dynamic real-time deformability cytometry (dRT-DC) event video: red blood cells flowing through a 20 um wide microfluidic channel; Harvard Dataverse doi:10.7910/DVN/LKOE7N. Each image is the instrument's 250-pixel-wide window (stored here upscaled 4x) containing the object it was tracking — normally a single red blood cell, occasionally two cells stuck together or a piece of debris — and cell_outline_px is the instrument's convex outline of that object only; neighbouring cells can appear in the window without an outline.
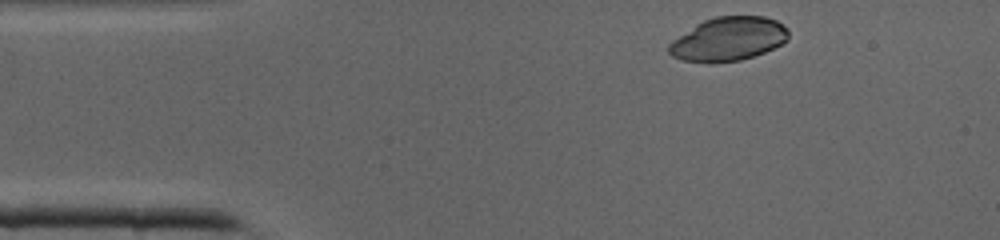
{"species": "common noctule bat (a hibernating species)", "species_latin": "Nyctalus noctula", "temperature_condition": "cold", "stored_images_in_passage": 36, "camera_frame_rate_fps": 3000, "um_per_image_px": 0.085, "animal": {"sex": "male", "body_mass_g": 19.0, "forearm_length_mm": 50.8}, "frame": {"image": 1, "passage_image": 1, "time_ms": 0.0, "image_size_px": [1000, 240], "cell_outline_px": [[788, 40], [764, 52], [740, 60], [712, 64], [708, 64], [684, 60], [672, 56], [668, 52], [668, 44], [672, 40], [696, 24], [704, 20], [716, 16], [764, 16], [776, 20], [788, 28]], "centroid_in_image_um": [61.89, 3.33], "position_along_channel_um": 23.1, "area_um2": 30.63}}